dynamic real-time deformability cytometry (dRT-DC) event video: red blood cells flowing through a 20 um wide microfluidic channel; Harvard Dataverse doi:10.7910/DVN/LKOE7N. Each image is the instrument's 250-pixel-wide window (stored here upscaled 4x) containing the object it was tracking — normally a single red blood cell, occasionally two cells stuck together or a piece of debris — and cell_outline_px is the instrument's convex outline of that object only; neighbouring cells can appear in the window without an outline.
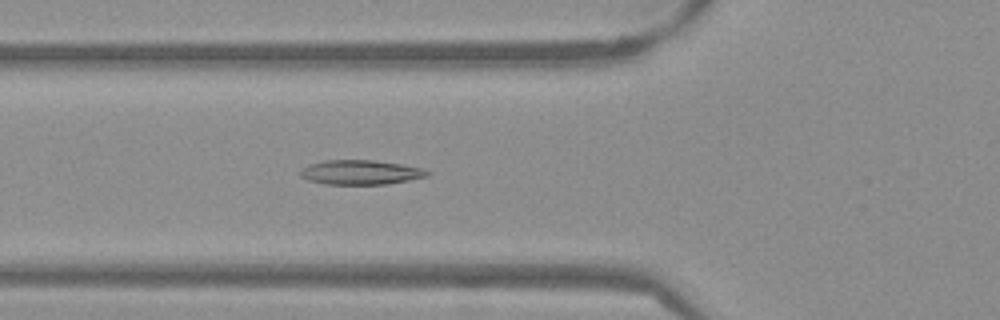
{"species": "Egyptian fruit bat (a non-hibernating species)", "species_latin": "Rousettus aegyptiacus", "temperature_condition": "warm", "stored_images_in_passage": 54, "camera_frame_rate_fps": 3000, "um_per_image_px": 0.085, "frame": {"image": 1, "passage_image": 20, "time_ms": 6.333, "image_size_px": [1000, 320], "cell_outline_px": [[432, 172], [428, 176], [388, 184], [324, 184], [308, 180], [300, 176], [300, 172], [308, 164], [324, 160], [372, 160], [400, 164], [420, 168]], "centroid_in_image_um": [30.63, 14.65], "position_along_channel_um": 95.2, "area_um2": 18.03}}
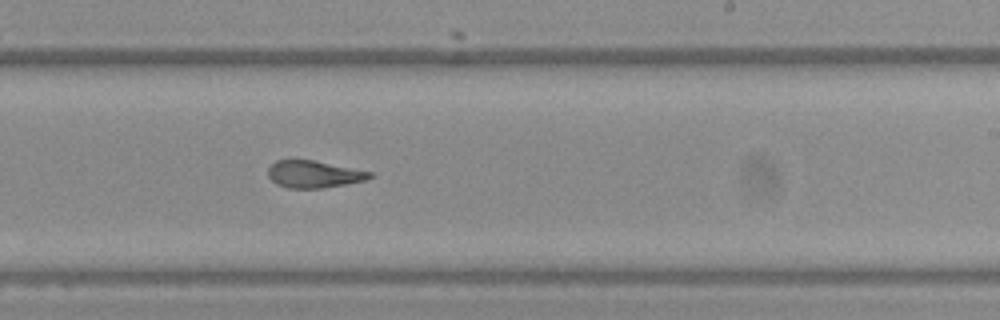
{"frame": {"image": 2, "passage_image": 33, "time_ms": 10.667, "image_size_px": [1000, 320], "cell_outline_px": [[376, 176], [364, 180], [344, 184], [320, 188], [288, 188], [276, 184], [268, 176], [268, 168], [276, 160], [312, 160], [372, 172]], "centroid_in_image_um": [26.66, 14.81], "position_along_channel_um": 262.3, "area_um2": 15.9}}
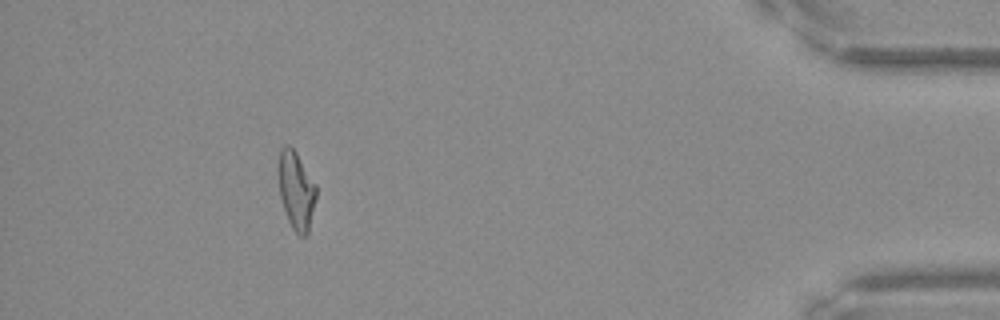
{"frame": {"image": 3, "passage_image": 49, "time_ms": 16.0, "image_size_px": [1000, 320], "cell_outline_px": [[316, 196], [308, 232], [304, 236], [300, 236], [292, 228], [288, 220], [280, 196], [276, 168], [280, 148], [284, 144], [288, 144], [296, 152], [316, 184]], "centroid_in_image_um": [25.14, 16.11], "position_along_channel_um": 410.1, "area_um2": 17.34}, "authors_computed_cell_mechanics": {"area_um2": 17.5134, "velocity_mm_per_s": 3.8463, "shape_relaxation_time_tau1_ms": null, "shape_relaxation_time_tau2_ms": 2.4989, "deformation_change_tau1": null, "deformation_change_tau2": 0.097}}